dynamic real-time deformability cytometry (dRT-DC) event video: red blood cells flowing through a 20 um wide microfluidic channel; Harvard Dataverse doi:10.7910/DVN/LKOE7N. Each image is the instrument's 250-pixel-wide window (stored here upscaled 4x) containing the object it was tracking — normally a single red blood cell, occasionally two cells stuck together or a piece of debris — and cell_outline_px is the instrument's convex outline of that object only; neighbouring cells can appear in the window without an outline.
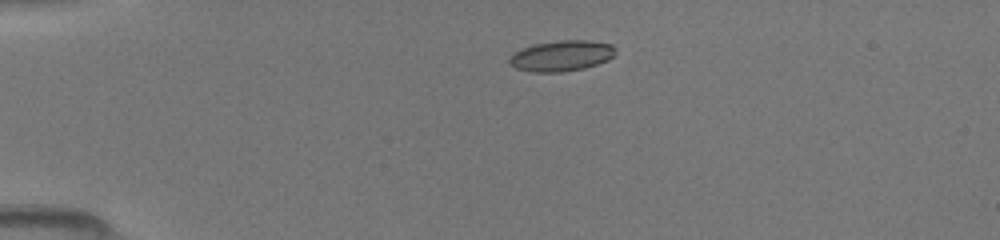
{"species": "common noctule bat (a hibernating species)", "species_latin": "Nyctalus noctula", "temperature_condition": "room temperature", "stored_images_in_passage": 38, "camera_frame_rate_fps": 3000, "um_per_image_px": 0.085, "animal": {"sex": "female", "body_mass_g": 19.5, "forearm_length_mm": 54.1}, "frame": {"image": 1, "passage_image": 1, "time_ms": 0.0, "image_size_px": [1000, 240], "cell_outline_px": [[616, 52], [608, 60], [584, 68], [564, 72], [532, 72], [516, 68], [508, 64], [508, 56], [532, 44], [560, 40], [592, 40], [612, 44], [616, 48]], "centroid_in_image_um": [47.72, 4.74], "position_along_channel_um": 37.3, "area_um2": 19.19}}
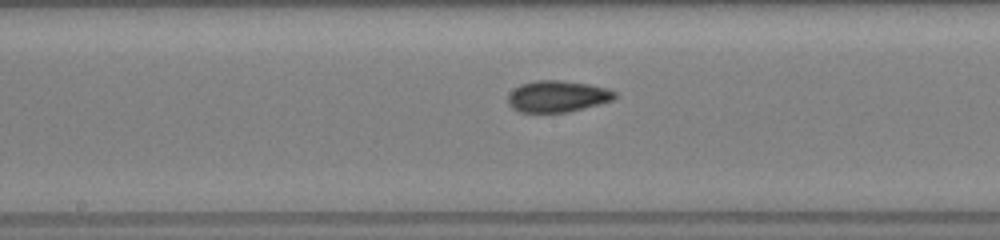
{"frame": {"image": 2, "passage_image": 16, "time_ms": 5.0, "image_size_px": [1000, 240], "cell_outline_px": [[616, 96], [612, 100], [600, 104], [568, 112], [520, 112], [512, 108], [508, 104], [508, 92], [512, 88], [520, 84], [536, 80], [560, 80], [588, 84], [608, 88], [616, 92]], "centroid_in_image_um": [47.35, 8.18], "position_along_channel_um": 200.9, "area_um2": 19.77}}
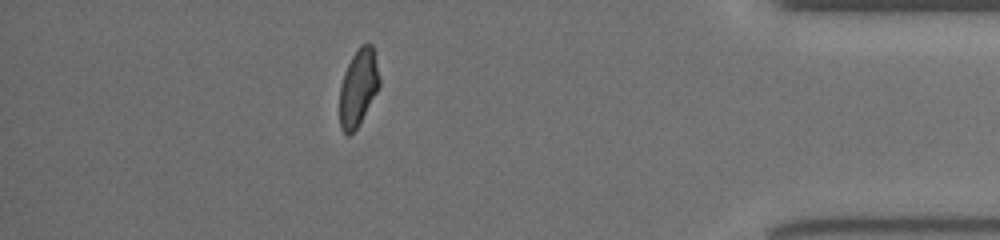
{"frame": {"image": 3, "passage_image": 33, "time_ms": 10.667, "image_size_px": [1000, 240], "cell_outline_px": [[380, 88], [360, 124], [348, 136], [340, 128], [340, 84], [344, 72], [352, 56], [360, 44], [372, 44], [380, 80]], "centroid_in_image_um": [30.46, 7.46], "position_along_channel_um": 404.7, "area_um2": 17.98}}